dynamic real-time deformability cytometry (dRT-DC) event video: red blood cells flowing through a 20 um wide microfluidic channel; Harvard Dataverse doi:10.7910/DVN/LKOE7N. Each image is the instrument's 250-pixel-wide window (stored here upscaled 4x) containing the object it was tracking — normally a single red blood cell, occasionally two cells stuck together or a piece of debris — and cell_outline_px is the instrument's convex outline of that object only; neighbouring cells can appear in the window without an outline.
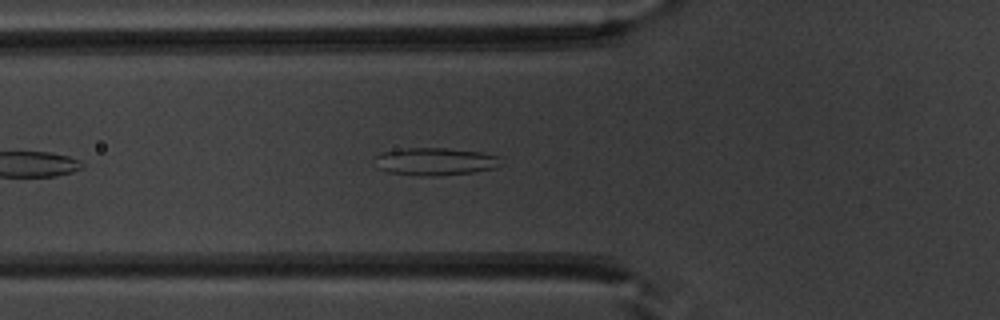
{"species": "common noctule bat (a hibernating species)", "species_latin": "Nyctalus noctula", "temperature_condition": "warm", "stored_images_in_passage": 9, "camera_frame_rate_fps": 3000, "um_per_image_px": 0.085, "animal": {"sex": "male", "body_mass_g": 20.1, "forearm_length_mm": 53.5}, "frame": {"image": 1, "passage_image": 6, "time_ms": 1.667, "image_size_px": [1000, 320], "cell_outline_px": [[504, 164], [496, 168], [476, 172], [440, 176], [420, 176], [388, 172], [376, 168], [376, 156], [384, 152], [404, 148], [448, 148], [480, 152], [500, 156]], "centroid_in_image_um": [37.06, 13.74], "position_along_channel_um": 88.7, "area_um2": 20.63}}